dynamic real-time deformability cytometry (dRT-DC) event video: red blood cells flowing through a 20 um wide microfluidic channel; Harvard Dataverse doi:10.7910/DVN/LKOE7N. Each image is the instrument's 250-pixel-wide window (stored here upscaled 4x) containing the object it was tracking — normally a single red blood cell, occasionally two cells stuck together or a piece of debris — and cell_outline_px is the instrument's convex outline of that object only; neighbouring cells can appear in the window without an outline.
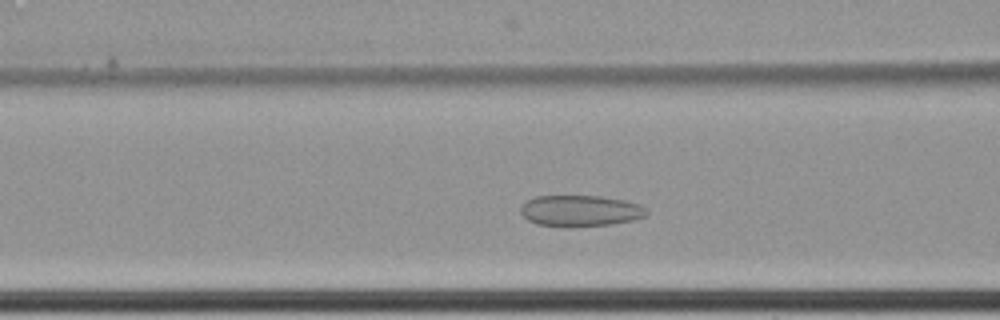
{"species": "common noctule bat (a hibernating species)", "species_latin": "Nyctalus noctula", "temperature_condition": "cold", "stored_images_in_passage": 47, "camera_frame_rate_fps": 3000, "um_per_image_px": 0.085, "animal": {"sex": "female", "body_mass_g": 22.7, "forearm_length_mm": 54.2}, "frame": {"image": 1, "passage_image": 11, "time_ms": 3.333, "image_size_px": [1000, 320], "cell_outline_px": [[648, 212], [644, 216], [632, 220], [612, 224], [536, 224], [528, 220], [520, 212], [520, 204], [536, 196], [600, 196], [624, 200], [640, 204]], "centroid_in_image_um": [49.32, 17.87], "position_along_channel_um": 117.3, "area_um2": 22.02}}
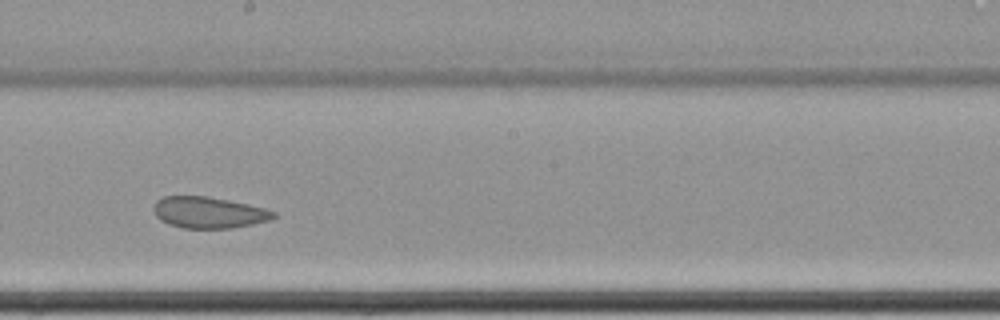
{"frame": {"image": 2, "passage_image": 21, "time_ms": 6.667, "image_size_px": [1000, 320], "cell_outline_px": [[276, 216], [272, 220], [232, 228], [184, 228], [168, 224], [160, 220], [156, 216], [152, 208], [156, 200], [164, 196], [208, 196], [248, 204], [264, 208], [276, 212]], "centroid_in_image_um": [17.73, 18.06], "position_along_channel_um": 230.5, "area_um2": 22.02}}
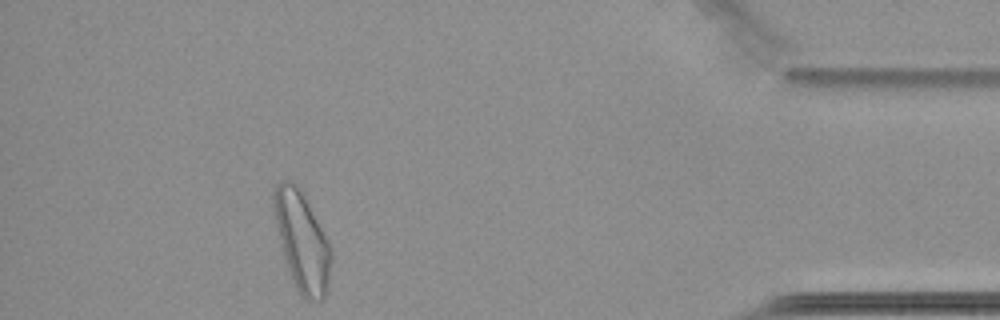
{"frame": {"image": 3, "passage_image": 41, "time_ms": 13.333, "image_size_px": [1000, 320], "cell_outline_px": [[332, 256], [328, 284], [324, 296], [320, 300], [308, 300], [300, 296], [296, 288], [288, 268], [280, 244], [276, 228], [272, 208], [272, 192], [276, 184], [280, 180], [292, 180], [300, 188], [328, 240], [332, 248]], "centroid_in_image_um": [25.64, 20.46], "position_along_channel_um": 409.6, "area_um2": 33.18}, "authors_computed_cell_mechanics": {"area_um2": 24.0448, "velocity_mm_per_s": 3.4007, "shape_relaxation_time_tau1_ms": null, "shape_relaxation_time_tau2_ms": 2.3176, "deformation_change_tau1": null, "deformation_change_tau2": 0.0668}}